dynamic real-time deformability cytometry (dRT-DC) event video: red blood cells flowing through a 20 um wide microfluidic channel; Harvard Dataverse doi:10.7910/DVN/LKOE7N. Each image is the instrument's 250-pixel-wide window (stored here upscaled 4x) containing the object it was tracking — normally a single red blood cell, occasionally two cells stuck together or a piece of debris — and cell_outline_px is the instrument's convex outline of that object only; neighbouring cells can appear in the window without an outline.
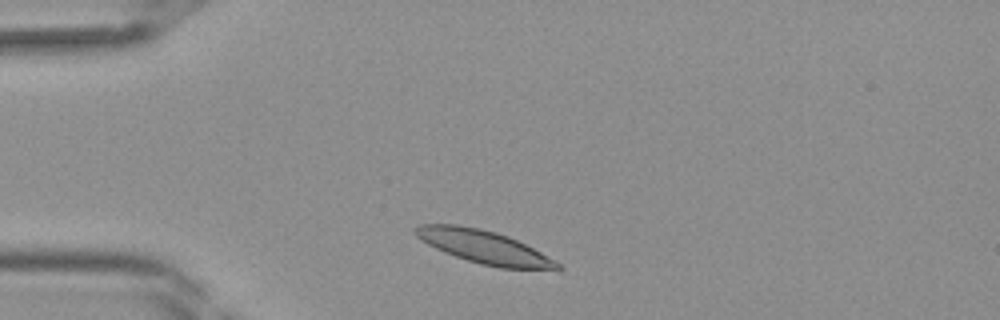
{"species": "Egyptian fruit bat (a non-hibernating species)", "species_latin": "Rousettus aegyptiacus", "temperature_condition": "room temperature", "stored_images_in_passage": 29, "camera_frame_rate_fps": 3000, "um_per_image_px": 0.085, "frame": {"image": 1, "passage_image": 1, "time_ms": 0.0, "image_size_px": [1000, 320], "cell_outline_px": [[564, 268], [560, 272], [500, 268], [480, 264], [444, 252], [420, 240], [412, 232], [412, 228], [420, 224], [456, 224], [480, 228], [496, 232], [508, 236], [540, 252], [560, 264]], "centroid_in_image_um": [41.19, 21.02], "position_along_channel_um": 43.8, "area_um2": 27.92}}
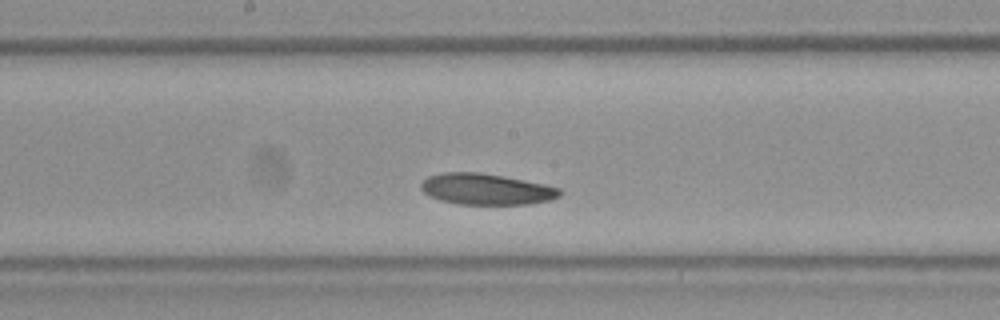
{"frame": {"image": 2, "passage_image": 13, "time_ms": 4.0, "image_size_px": [1000, 320], "cell_outline_px": [[564, 192], [560, 196], [552, 200], [528, 204], [460, 204], [440, 200], [424, 192], [420, 188], [420, 184], [428, 176], [444, 172], [480, 172], [504, 176], [544, 184], [560, 188]], "centroid_in_image_um": [41.37, 16.07], "position_along_channel_um": 206.8, "area_um2": 25.2}}
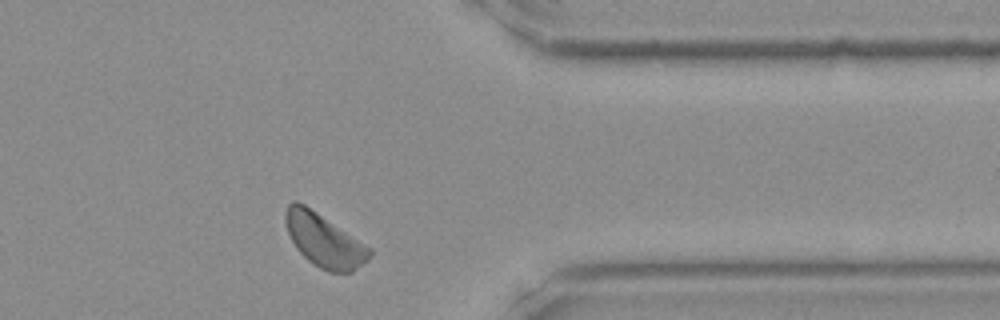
{"frame": {"image": 3, "passage_image": 25, "time_ms": 8.0, "image_size_px": [1000, 320], "cell_outline_px": [[372, 252], [368, 260], [352, 272], [328, 272], [320, 268], [308, 260], [296, 248], [288, 232], [284, 220], [284, 212], [288, 204], [292, 200], [296, 200], [304, 204], [372, 248]], "centroid_in_image_um": [27.54, 20.43], "position_along_channel_um": 383.9, "area_um2": 25.89}}